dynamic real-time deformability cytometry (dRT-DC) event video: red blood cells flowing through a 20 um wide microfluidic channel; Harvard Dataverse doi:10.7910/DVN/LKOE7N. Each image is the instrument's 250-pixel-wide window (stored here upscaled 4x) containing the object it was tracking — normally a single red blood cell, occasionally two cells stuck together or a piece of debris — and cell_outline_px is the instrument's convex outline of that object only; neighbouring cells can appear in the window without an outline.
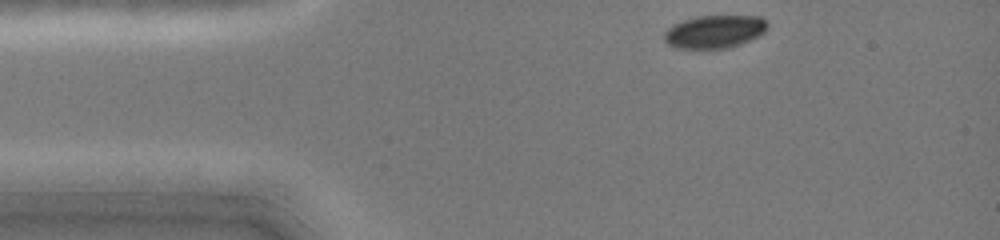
{"species": "common noctule bat (a hibernating species)", "species_latin": "Nyctalus noctula", "temperature_condition": "cold", "stored_images_in_passage": 35, "camera_frame_rate_fps": 3000, "um_per_image_px": 0.085, "animal": {"sex": "female", "body_mass_g": 19.0, "forearm_length_mm": 51.5}, "frame": {"image": 1, "passage_image": 1, "time_ms": 0.0, "image_size_px": [1000, 240], "cell_outline_px": [[768, 28], [760, 36], [740, 44], [728, 48], [672, 48], [664, 40], [664, 32], [672, 24], [696, 16], [760, 16], [768, 24]], "centroid_in_image_um": [60.73, 2.69], "position_along_channel_um": 24.3, "area_um2": 19.94}}
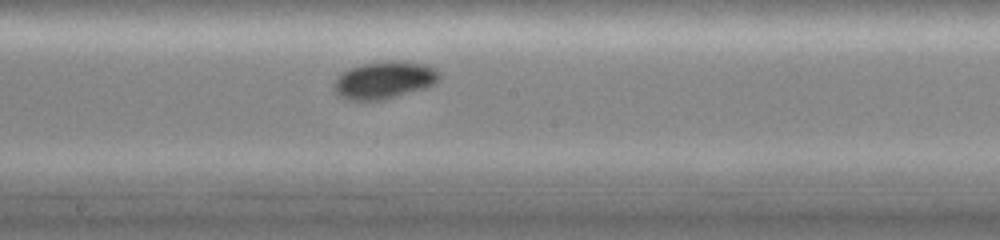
{"frame": {"image": 2, "passage_image": 19, "time_ms": 6.0, "image_size_px": [1000, 240], "cell_outline_px": [[440, 80], [436, 84], [424, 88], [384, 100], [348, 100], [340, 96], [332, 88], [332, 84], [336, 76], [340, 72], [348, 68], [360, 64], [428, 64], [436, 68], [440, 72]], "centroid_in_image_um": [32.62, 6.86], "position_along_channel_um": 215.6, "area_um2": 22.48}}
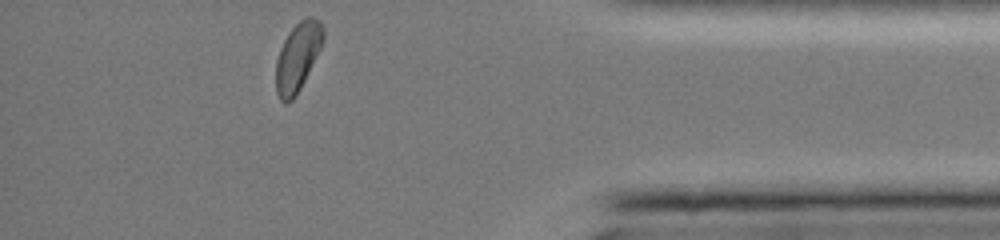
{"frame": {"image": 3, "passage_image": 35, "time_ms": 11.333, "image_size_px": [1000, 240], "cell_outline_px": [[324, 36], [320, 48], [296, 96], [288, 104], [284, 104], [280, 100], [276, 92], [276, 60], [280, 48], [288, 32], [304, 16], [312, 16], [320, 20], [324, 28]], "centroid_in_image_um": [25.29, 4.82], "position_along_channel_um": 409.9, "area_um2": 18.9}, "authors_computed_cell_mechanics": {"area_um2": 21.6172, "velocity_mm_per_s": 4.0513, "shape_relaxation_time_tau1_ms": 1.7478, "shape_relaxation_time_tau2_ms": null, "deformation_change_tau1": 0.0656, "deformation_change_tau2": null}}